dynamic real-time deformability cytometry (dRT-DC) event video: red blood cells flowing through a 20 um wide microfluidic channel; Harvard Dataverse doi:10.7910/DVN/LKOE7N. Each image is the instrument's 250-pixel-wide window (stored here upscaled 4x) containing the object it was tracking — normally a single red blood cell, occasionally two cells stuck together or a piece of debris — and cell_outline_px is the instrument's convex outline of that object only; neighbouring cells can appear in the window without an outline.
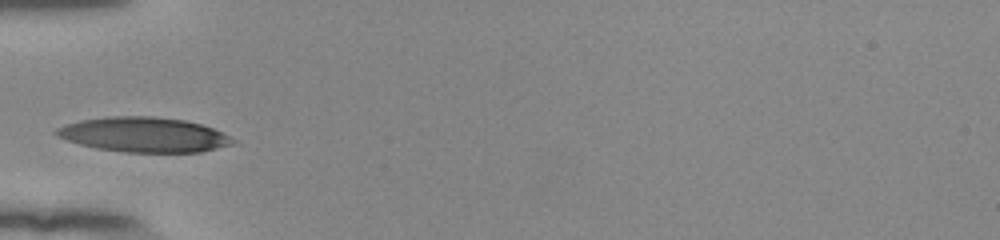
{"species": "human", "species_latin": "Homo sapiens", "temperature_condition": "room temperature", "stored_images_in_passage": 28, "camera_frame_rate_fps": 3000, "um_per_image_px": 0.085, "donor": {"sex": "female"}, "frame": {"image": 1, "passage_image": 1, "time_ms": 0.0, "image_size_px": [1000, 240], "cell_outline_px": [[236, 140], [232, 144], [200, 152], [124, 152], [96, 148], [80, 144], [56, 136], [52, 132], [56, 128], [64, 124], [80, 120], [108, 116], [152, 116], [184, 120], [200, 124], [212, 128]], "centroid_in_image_um": [12.16, 11.44], "position_along_channel_um": 72.8, "area_um2": 35.72}}
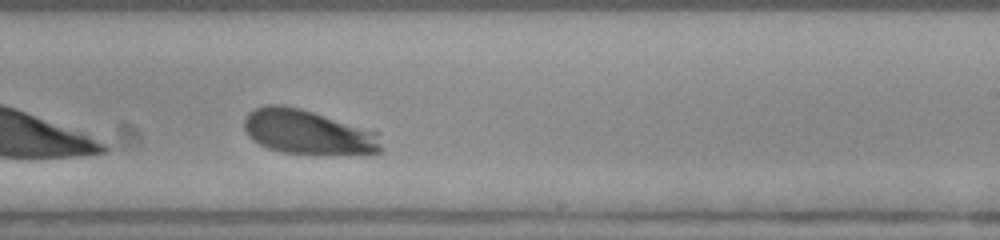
{"frame": {"image": 2, "passage_image": 16, "time_ms": 5.0, "image_size_px": [1000, 240], "cell_outline_px": [[380, 152], [372, 156], [364, 156], [284, 152], [268, 148], [252, 140], [248, 136], [244, 128], [244, 120], [248, 112], [252, 108], [268, 104], [276, 104], [300, 108], [380, 132]], "centroid_in_image_um": [26.22, 11.25], "position_along_channel_um": 262.8, "area_um2": 36.18}}
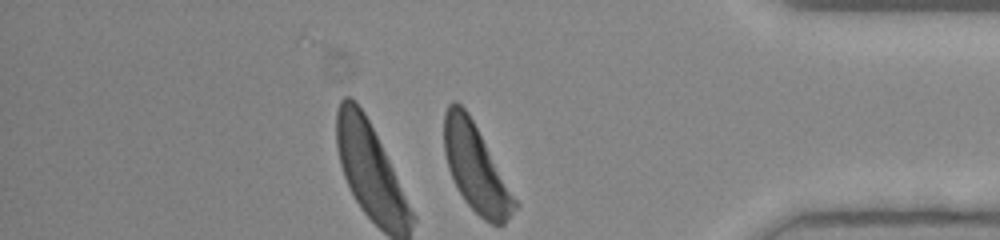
{"frame": {"image": 3, "passage_image": 28, "time_ms": 9.0, "image_size_px": [1000, 240], "cell_outline_px": [[520, 204], [504, 224], [492, 224], [484, 220], [464, 200], [448, 168], [444, 152], [444, 112], [448, 104], [452, 100], [456, 100], [468, 112]], "centroid_in_image_um": [40.45, 14.27], "position_along_channel_um": 394.7, "area_um2": 35.72}, "authors_computed_cell_mechanics": {"area_um2": 35.7493, "velocity_mm_per_s": 3.8221, "shape_relaxation_time_tau1_ms": 1.7273, "shape_relaxation_time_tau2_ms": null, "deformation_change_tau1": 0.1348, "deformation_change_tau2": null}}